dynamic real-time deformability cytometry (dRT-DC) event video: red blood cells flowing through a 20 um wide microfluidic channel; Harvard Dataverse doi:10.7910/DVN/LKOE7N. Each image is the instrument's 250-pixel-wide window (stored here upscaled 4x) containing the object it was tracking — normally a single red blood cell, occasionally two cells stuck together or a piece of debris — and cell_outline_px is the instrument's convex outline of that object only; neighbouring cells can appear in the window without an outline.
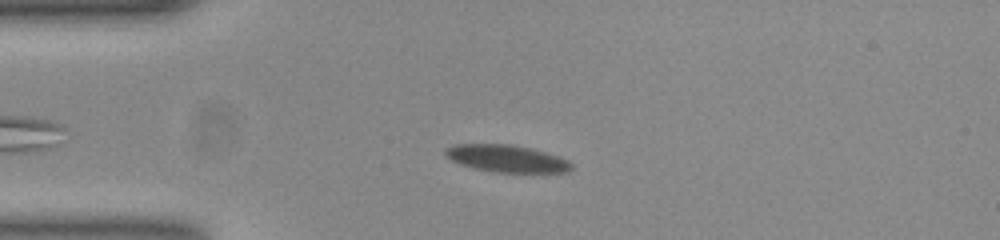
{"species": "common noctule bat (a hibernating species)", "species_latin": "Nyctalus noctula", "temperature_condition": "room temperature", "stored_images_in_passage": 48, "camera_frame_rate_fps": 3000, "um_per_image_px": 0.085, "animal": {"sex": "female", "body_mass_g": 23.0, "forearm_length_mm": 53.4}, "frame": {"image": 1, "passage_image": 13, "time_ms": 4.0, "image_size_px": [1000, 240], "cell_outline_px": [[572, 168], [568, 172], [500, 172], [476, 168], [452, 160], [444, 152], [448, 148], [456, 144], [508, 144], [528, 148], [544, 152], [568, 160], [572, 164]], "centroid_in_image_um": [43.1, 13.47], "position_along_channel_um": 41.9, "area_um2": 19.31}}
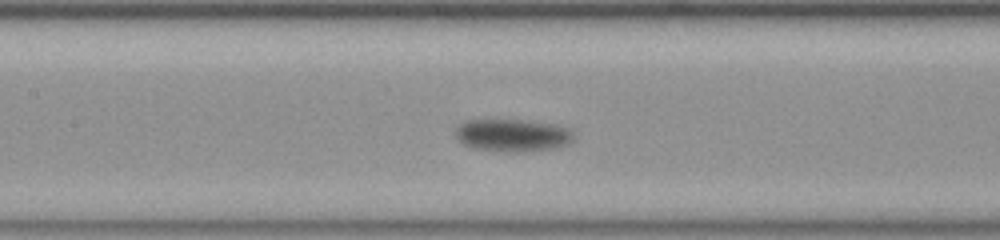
{"frame": {"image": 2, "passage_image": 25, "time_ms": 8.0, "image_size_px": [1000, 240], "cell_outline_px": [[572, 140], [564, 144], [552, 148], [524, 152], [496, 152], [472, 148], [464, 144], [456, 136], [456, 128], [464, 120], [520, 120], [556, 124], [564, 128], [572, 136]], "centroid_in_image_um": [43.47, 11.51], "position_along_channel_um": 163.9, "area_um2": 22.14}}
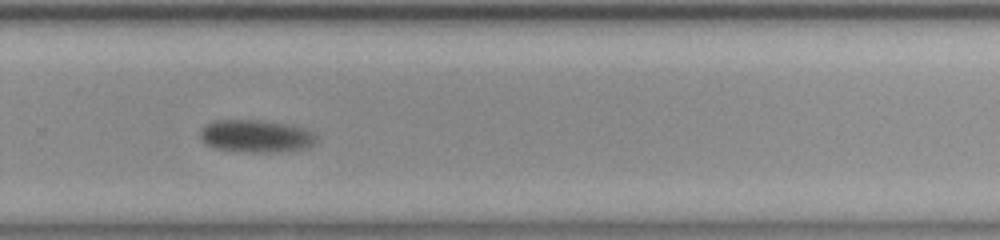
{"frame": {"image": 3, "passage_image": 37, "time_ms": 12.0, "image_size_px": [1000, 240], "cell_outline_px": [[316, 140], [308, 148], [280, 152], [244, 152], [216, 148], [208, 144], [200, 136], [200, 128], [204, 124], [212, 120], [264, 120], [292, 124], [304, 128], [312, 132], [316, 136]], "centroid_in_image_um": [21.77, 11.55], "position_along_channel_um": 308.0, "area_um2": 22.31}}